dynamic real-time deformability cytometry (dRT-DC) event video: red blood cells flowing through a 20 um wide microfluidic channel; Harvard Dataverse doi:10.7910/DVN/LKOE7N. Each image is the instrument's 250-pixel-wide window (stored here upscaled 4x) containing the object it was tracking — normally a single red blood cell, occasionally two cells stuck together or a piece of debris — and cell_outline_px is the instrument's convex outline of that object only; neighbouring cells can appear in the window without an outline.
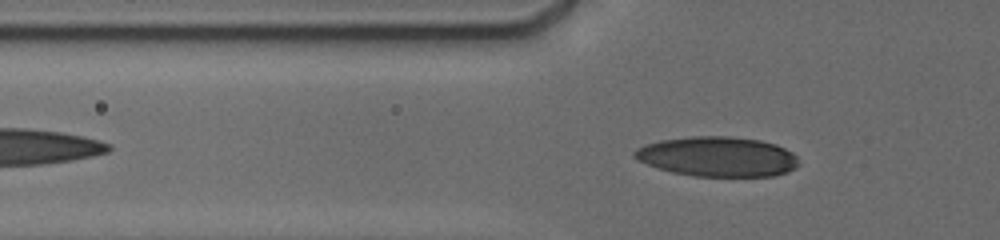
{"species": "human", "species_latin": "Homo sapiens", "temperature_condition": "cold", "stored_images_in_passage": 27, "camera_frame_rate_fps": 3000, "um_per_image_px": 0.085, "donor": {"sex": "male"}, "frame": {"image": 1, "passage_image": 23, "time_ms": 3.0, "image_size_px": [1000, 240], "cell_outline_px": [[800, 164], [796, 168], [788, 172], [776, 176], [692, 176], [672, 172], [648, 164], [632, 156], [632, 152], [636, 148], [644, 144], [660, 140], [692, 136], [732, 136], [760, 140], [776, 144], [792, 152], [796, 156]], "centroid_in_image_um": [61.02, 13.31], "position_along_channel_um": 64.8, "area_um2": 38.38}}